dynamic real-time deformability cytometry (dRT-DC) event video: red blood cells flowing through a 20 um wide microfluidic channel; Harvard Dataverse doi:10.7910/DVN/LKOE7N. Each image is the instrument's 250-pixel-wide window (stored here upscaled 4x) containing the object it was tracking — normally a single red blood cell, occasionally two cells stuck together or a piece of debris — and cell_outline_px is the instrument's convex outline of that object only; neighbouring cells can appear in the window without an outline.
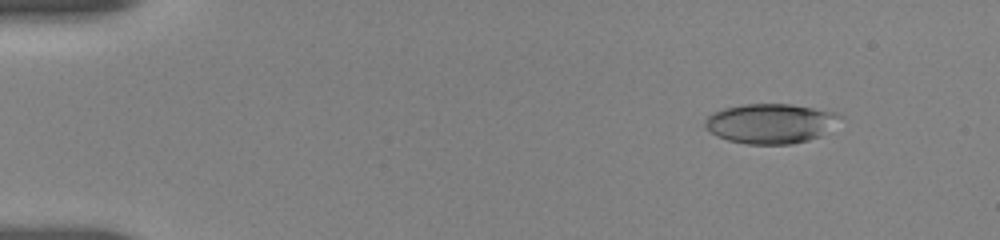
{"species": "human", "species_latin": "Homo sapiens", "temperature_condition": "room temperature", "stored_images_in_passage": 9, "camera_frame_rate_fps": 3000, "um_per_image_px": 0.085, "donor": {"sex": "female"}, "frame": {"image": 1, "passage_image": 3, "time_ms": 1.333, "image_size_px": [1000, 240], "cell_outline_px": [[844, 116], [820, 136], [808, 140], [792, 144], [748, 144], [728, 140], [716, 136], [704, 124], [708, 116], [712, 112], [724, 108], [744, 104], [792, 104], [836, 112]], "centroid_in_image_um": [65.5, 10.49], "position_along_channel_um": 19.5, "area_um2": 31.15}}